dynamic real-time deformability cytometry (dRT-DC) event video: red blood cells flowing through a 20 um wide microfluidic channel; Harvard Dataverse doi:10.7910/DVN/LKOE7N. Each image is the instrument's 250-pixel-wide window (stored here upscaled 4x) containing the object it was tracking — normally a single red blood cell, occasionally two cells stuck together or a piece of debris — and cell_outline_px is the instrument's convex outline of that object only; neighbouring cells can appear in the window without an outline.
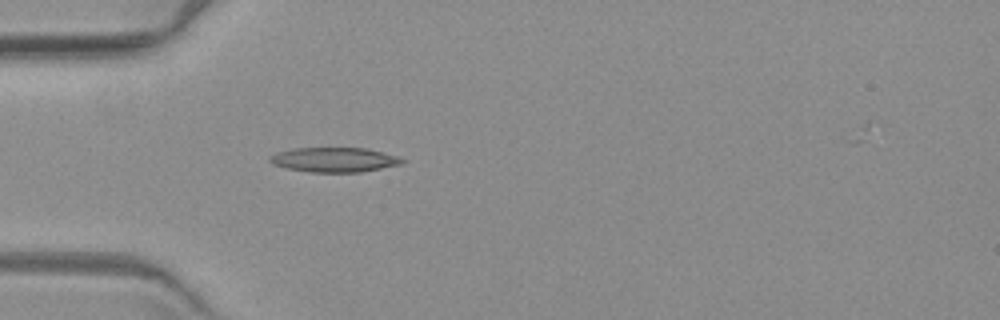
{"species": "common noctule bat (a hibernating species)", "species_latin": "Nyctalus noctula", "temperature_condition": "warm", "stored_images_in_passage": 5, "camera_frame_rate_fps": 3000, "um_per_image_px": 0.085, "animal": {"sex": "female", "body_mass_g": 19.3, "forearm_length_mm": 54.1}, "frame": {"image": 1, "passage_image": 5, "time_ms": 4.667, "image_size_px": [1000, 320], "cell_outline_px": [[408, 160], [404, 164], [360, 172], [308, 172], [284, 168], [272, 164], [268, 160], [268, 156], [276, 152], [292, 148], [368, 148], [396, 156]], "centroid_in_image_um": [28.39, 13.58], "position_along_channel_um": 56.6, "area_um2": 19.31}}